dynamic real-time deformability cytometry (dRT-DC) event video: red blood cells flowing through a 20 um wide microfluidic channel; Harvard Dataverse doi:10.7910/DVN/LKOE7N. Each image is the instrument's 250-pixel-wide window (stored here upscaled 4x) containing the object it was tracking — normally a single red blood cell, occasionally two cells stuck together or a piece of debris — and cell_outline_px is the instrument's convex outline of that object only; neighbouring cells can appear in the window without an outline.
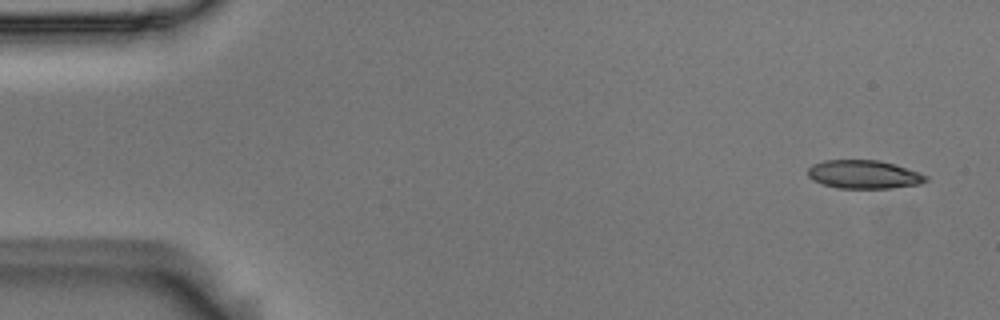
{"species": "Egyptian fruit bat (a non-hibernating species)", "species_latin": "Rousettus aegyptiacus", "temperature_condition": "room temperature", "stored_images_in_passage": 5, "camera_frame_rate_fps": 3000, "um_per_image_px": 0.085, "animal": {"sex": "male"}, "frame": {"image": 1, "passage_image": 1, "time_ms": 0.0, "image_size_px": [1000, 320], "cell_outline_px": [[928, 180], [916, 184], [892, 188], [836, 188], [812, 180], [808, 176], [808, 168], [812, 164], [824, 160], [880, 160], [928, 176]], "centroid_in_image_um": [73.36, 14.82], "position_along_channel_um": 11.6, "area_um2": 19.31}}
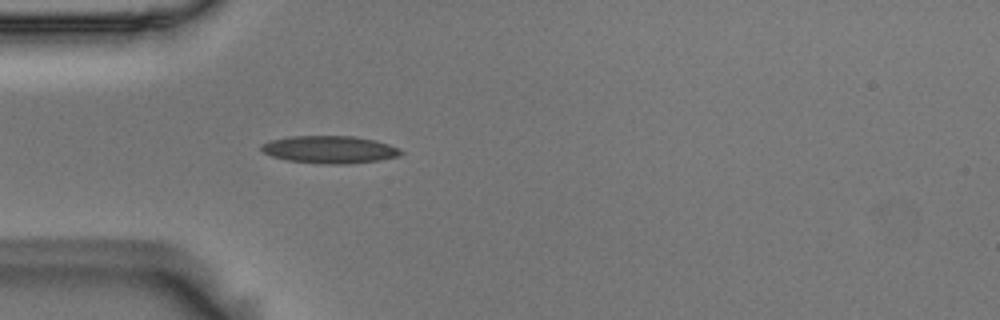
{"frame": {"image": 2, "passage_image": 5, "time_ms": 1.333, "image_size_px": [1000, 320], "cell_outline_px": [[404, 152], [400, 156], [380, 160], [348, 164], [324, 164], [288, 160], [272, 156], [264, 152], [260, 148], [260, 144], [272, 140], [288, 136], [352, 136], [376, 140], [400, 148]], "centroid_in_image_um": [28.05, 12.71], "position_along_channel_um": 56.9, "area_um2": 22.43}}